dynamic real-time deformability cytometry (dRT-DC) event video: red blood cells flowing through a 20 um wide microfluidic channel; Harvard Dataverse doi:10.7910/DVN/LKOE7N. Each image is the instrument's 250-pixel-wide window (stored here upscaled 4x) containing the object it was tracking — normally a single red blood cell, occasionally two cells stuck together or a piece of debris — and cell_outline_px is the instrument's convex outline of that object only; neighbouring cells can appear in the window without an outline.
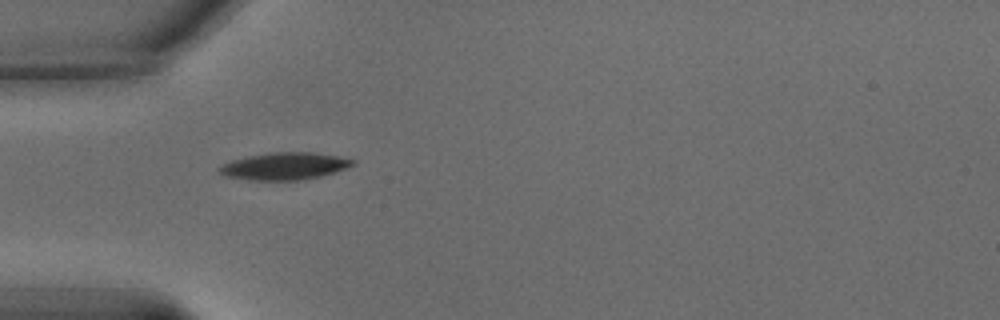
{"species": "common noctule bat (a hibernating species)", "species_latin": "Nyctalus noctula", "temperature_condition": "warm", "stored_images_in_passage": 35, "camera_frame_rate_fps": 3000, "um_per_image_px": 0.085, "animal": {"sex": "male", "body_mass_g": 15.6}, "frame": {"image": 1, "passage_image": 1, "time_ms": 0.0, "image_size_px": [1000, 320], "cell_outline_px": [[356, 164], [320, 176], [296, 180], [248, 180], [224, 176], [216, 168], [220, 164], [232, 160], [248, 156], [268, 152], [316, 152], [356, 160]], "centroid_in_image_um": [24.12, 14.11], "position_along_channel_um": 60.9, "area_um2": 21.15}}
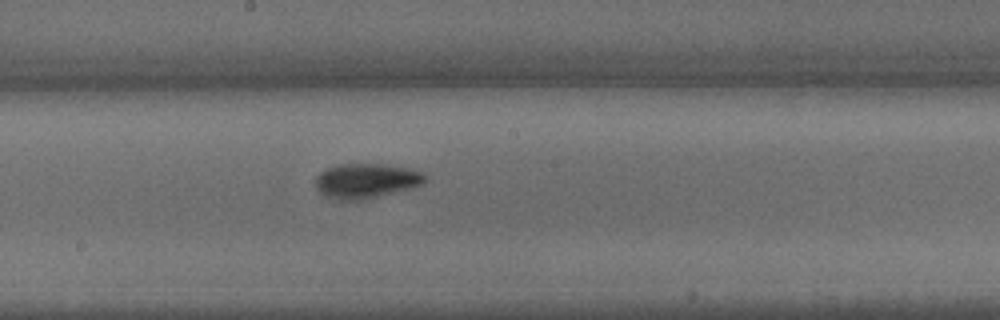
{"frame": {"image": 2, "passage_image": 15, "time_ms": 4.667, "image_size_px": [1000, 320], "cell_outline_px": [[428, 180], [420, 184], [408, 188], [360, 200], [340, 200], [328, 196], [320, 192], [316, 188], [316, 176], [320, 172], [328, 168], [340, 164], [384, 164], [408, 168], [424, 172]], "centroid_in_image_um": [31.12, 15.35], "position_along_channel_um": 217.1, "area_um2": 21.79}}
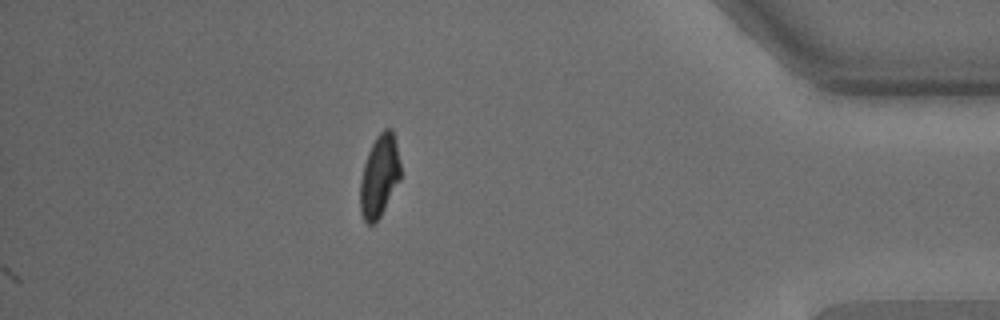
{"frame": {"image": 3, "passage_image": 35, "time_ms": 11.333, "image_size_px": [1000, 320], "cell_outline_px": [[400, 180], [376, 224], [368, 224], [364, 220], [360, 212], [360, 180], [364, 164], [368, 152], [376, 136], [384, 128], [392, 128], [396, 144], [400, 164]], "centroid_in_image_um": [32.24, 14.98], "position_along_channel_um": 403.0, "area_um2": 19.36}, "authors_computed_cell_mechanics": {"area_um2": 20.6346, "velocity_mm_per_s": 3.398, "shape_relaxation_time_tau1_ms": 3.2176, "shape_relaxation_time_tau2_ms": 2.0418, "deformation_change_tau1": 0.1552, "deformation_change_tau2": 0.0735}}